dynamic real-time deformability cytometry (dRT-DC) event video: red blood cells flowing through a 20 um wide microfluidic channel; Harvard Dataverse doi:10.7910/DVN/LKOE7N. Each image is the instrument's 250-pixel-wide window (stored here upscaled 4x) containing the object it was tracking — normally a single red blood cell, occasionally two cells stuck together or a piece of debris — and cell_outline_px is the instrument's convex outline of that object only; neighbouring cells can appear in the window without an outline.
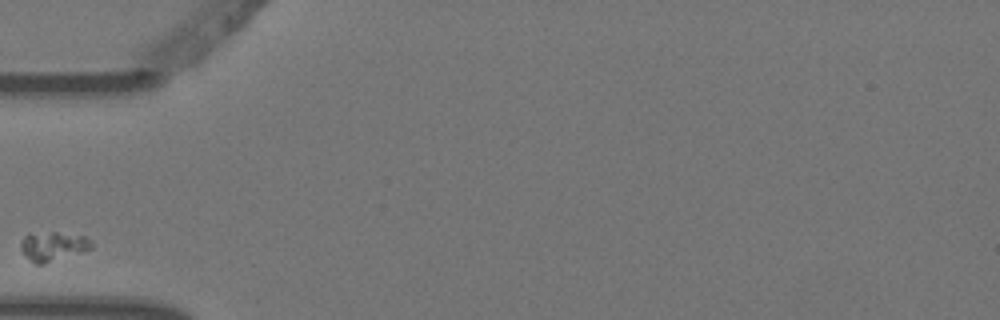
{"species": "Egyptian fruit bat (a non-hibernating species)", "species_latin": "Rousettus aegyptiacus", "temperature_condition": "warm", "stored_images_in_passage": 1, "camera_frame_rate_fps": 3000, "um_per_image_px": 0.085, "animal": {"sex": "female"}, "frame": {"image": 1, "passage_image": 1, "time_ms": 0.0, "image_size_px": [1000, 320], "cell_outline_px": [[92, 248], [40, 264], [36, 264], [20, 248], [20, 244], [24, 236], [52, 232], [56, 232], [84, 236], [92, 240]], "centroid_in_image_um": [4.54, 20.91], "position_along_channel_um": 80.5, "area_um2": 11.33}}